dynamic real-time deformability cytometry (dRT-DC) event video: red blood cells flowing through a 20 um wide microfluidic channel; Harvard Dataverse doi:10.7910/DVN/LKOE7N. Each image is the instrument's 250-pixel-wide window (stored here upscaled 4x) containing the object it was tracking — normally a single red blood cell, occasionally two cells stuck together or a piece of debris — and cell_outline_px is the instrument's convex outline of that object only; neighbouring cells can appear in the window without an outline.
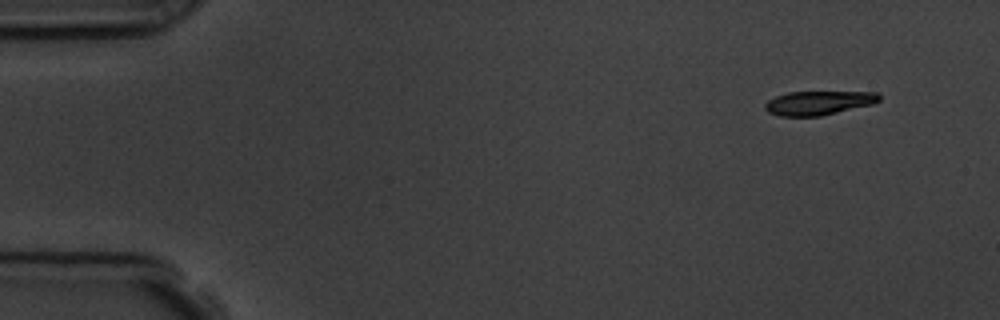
{"species": "common noctule bat (a hibernating species)", "species_latin": "Nyctalus noctula", "temperature_condition": "room temperature", "stored_images_in_passage": 7, "camera_frame_rate_fps": 3000, "um_per_image_px": 0.085, "animal": {"sex": "male", "body_mass_g": 19.5, "forearm_length_mm": 54.6}, "frame": {"image": 1, "passage_image": 1, "time_ms": 0.0, "image_size_px": [1000, 320], "cell_outline_px": [[880, 100], [872, 104], [820, 116], [780, 116], [768, 112], [764, 108], [764, 104], [768, 100], [776, 96], [788, 92], [880, 92]], "centroid_in_image_um": [69.56, 8.74], "position_along_channel_um": 15.4, "area_um2": 15.9}}
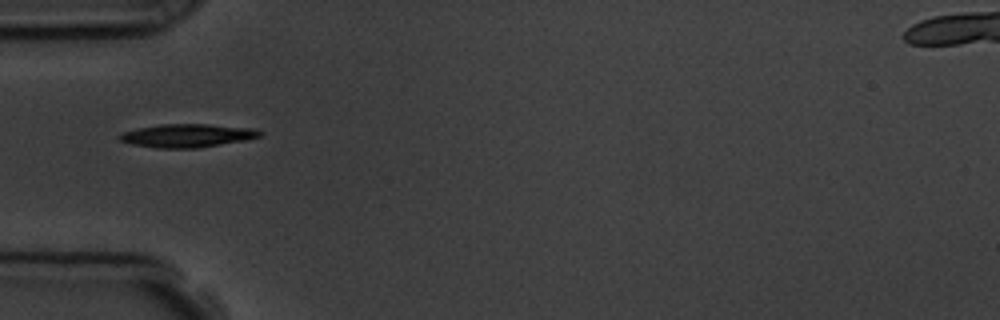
{"frame": {"image": 2, "passage_image": 4, "time_ms": 4.333, "image_size_px": [1000, 320], "cell_outline_px": [[264, 132], [260, 136], [244, 140], [196, 148], [156, 148], [132, 144], [120, 140], [116, 136], [120, 132], [136, 128], [160, 124], [208, 124], [256, 128]], "centroid_in_image_um": [15.88, 11.51], "position_along_channel_um": 69.1, "area_um2": 19.19}}